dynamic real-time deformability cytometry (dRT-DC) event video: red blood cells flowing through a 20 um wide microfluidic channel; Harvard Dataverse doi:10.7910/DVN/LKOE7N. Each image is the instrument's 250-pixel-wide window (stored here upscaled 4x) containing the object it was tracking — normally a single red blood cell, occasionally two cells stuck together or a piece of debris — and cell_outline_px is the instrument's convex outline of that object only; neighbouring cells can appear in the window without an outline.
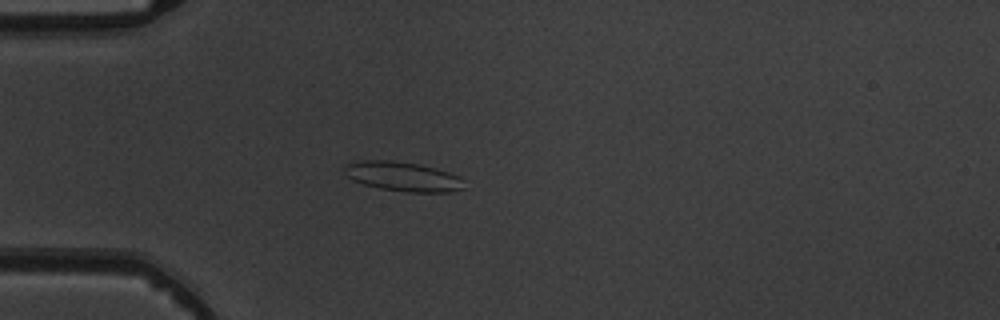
{"species": "common noctule bat (a hibernating species)", "species_latin": "Nyctalus noctula", "temperature_condition": "warm", "stored_images_in_passage": 5, "camera_frame_rate_fps": 3000, "um_per_image_px": 0.085, "animal": {"sex": "male", "body_mass_g": 19.5, "forearm_length_mm": 54.6}, "frame": {"image": 1, "passage_image": 5, "time_ms": 4.667, "image_size_px": [1000, 320], "cell_outline_px": [[464, 188], [448, 192], [408, 192], [380, 188], [364, 184], [352, 180], [344, 172], [344, 168], [348, 164], [360, 160], [392, 160], [420, 164], [448, 172], [460, 176], [464, 180]], "centroid_in_image_um": [34.26, 15.0], "position_along_channel_um": 50.7, "area_um2": 20.52}}